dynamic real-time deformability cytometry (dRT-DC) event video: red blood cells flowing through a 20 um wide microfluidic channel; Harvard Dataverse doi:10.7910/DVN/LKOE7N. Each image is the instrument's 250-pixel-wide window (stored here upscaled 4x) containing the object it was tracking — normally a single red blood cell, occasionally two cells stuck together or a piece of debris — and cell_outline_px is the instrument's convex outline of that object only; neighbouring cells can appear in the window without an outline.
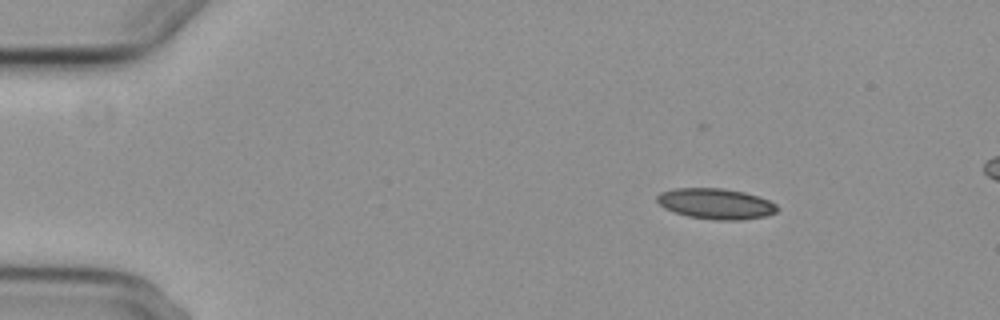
{"species": "common noctule bat (a hibernating species)", "species_latin": "Nyctalus noctula", "temperature_condition": "cold", "stored_images_in_passage": 7, "camera_frame_rate_fps": 3000, "um_per_image_px": 0.085, "animal": {"sex": "female", "body_mass_g": 29.2, "forearm_length_mm": 56.3}, "frame": {"image": 1, "passage_image": 2, "time_ms": 1.333, "image_size_px": [1000, 320], "cell_outline_px": [[780, 208], [776, 212], [768, 216], [744, 220], [716, 220], [688, 216], [664, 208], [656, 200], [656, 196], [660, 192], [676, 188], [724, 188], [744, 192], [768, 200], [776, 204]], "centroid_in_image_um": [60.87, 17.32], "position_along_channel_um": 24.1, "area_um2": 21.56}}
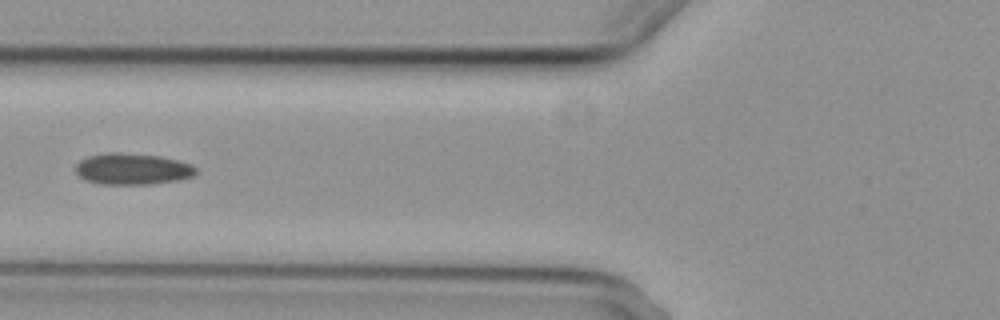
{"frame": {"image": 2, "passage_image": 6, "time_ms": 6.0, "image_size_px": [1000, 320], "cell_outline_px": [[196, 172], [192, 176], [176, 180], [152, 184], [100, 184], [84, 180], [76, 172], [76, 164], [80, 160], [88, 156], [108, 152], [116, 152], [160, 156], [192, 164], [196, 168]], "centroid_in_image_um": [11.23, 14.36], "position_along_channel_um": 114.6, "area_um2": 21.91}}
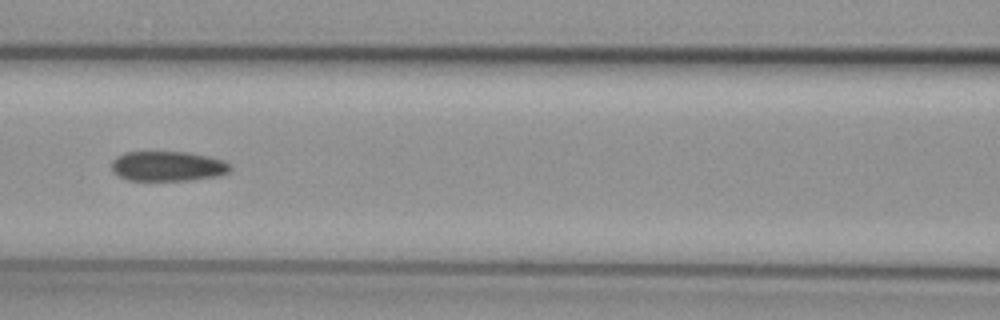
{"frame": {"image": 3, "passage_image": 7, "time_ms": 7.0, "image_size_px": [1000, 320], "cell_outline_px": [[232, 168], [228, 172], [216, 176], [192, 180], [128, 180], [112, 172], [112, 160], [116, 156], [124, 152], [188, 152], [208, 156], [220, 160], [228, 164]], "centroid_in_image_um": [14.21, 14.12], "position_along_channel_um": 152.4, "area_um2": 20.58}}